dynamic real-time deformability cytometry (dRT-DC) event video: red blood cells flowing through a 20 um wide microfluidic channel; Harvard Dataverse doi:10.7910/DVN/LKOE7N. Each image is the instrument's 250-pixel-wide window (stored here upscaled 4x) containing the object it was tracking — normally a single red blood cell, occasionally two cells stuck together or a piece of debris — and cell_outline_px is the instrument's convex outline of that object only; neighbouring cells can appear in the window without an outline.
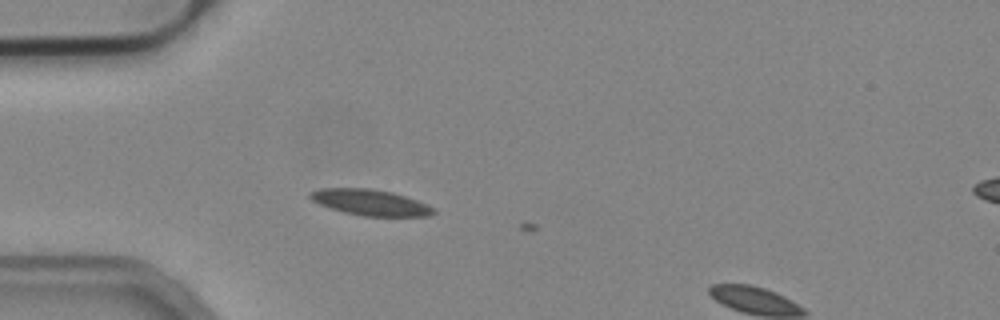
{"species": "common noctule bat (a hibernating species)", "species_latin": "Nyctalus noctula", "temperature_condition": "cold", "stored_images_in_passage": 3, "camera_frame_rate_fps": 3000, "um_per_image_px": 0.085, "animal": {"sex": "male", "body_mass_g": 19.2, "forearm_length_mm": 51.8}, "frame": {"image": 1, "passage_image": 2, "time_ms": 0.333, "image_size_px": [1000, 320], "cell_outline_px": [[436, 212], [428, 216], [364, 216], [344, 212], [320, 204], [312, 200], [308, 196], [308, 192], [320, 188], [368, 188], [392, 192], [416, 200], [436, 208]], "centroid_in_image_um": [31.47, 17.2], "position_along_channel_um": 53.5, "area_um2": 18.55}}